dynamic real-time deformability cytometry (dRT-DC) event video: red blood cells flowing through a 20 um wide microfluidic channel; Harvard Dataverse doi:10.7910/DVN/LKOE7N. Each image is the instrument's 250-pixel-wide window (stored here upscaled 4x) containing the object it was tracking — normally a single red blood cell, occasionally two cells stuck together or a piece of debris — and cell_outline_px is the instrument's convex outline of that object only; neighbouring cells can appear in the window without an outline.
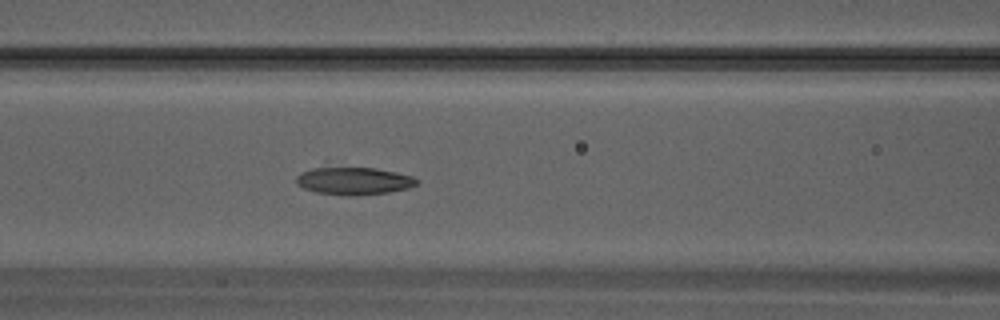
{"species": "Egyptian fruit bat (a non-hibernating species)", "species_latin": "Rousettus aegyptiacus", "temperature_condition": "warm", "stored_images_in_passage": 30, "camera_frame_rate_fps": 3000, "um_per_image_px": 0.085, "animal": {"sex": "male"}, "frame": {"image": 1, "passage_image": 10, "time_ms": 3.0, "image_size_px": [1000, 320], "cell_outline_px": [[420, 180], [416, 184], [408, 188], [388, 192], [356, 196], [348, 196], [316, 192], [304, 188], [296, 184], [296, 176], [300, 172], [312, 168], [376, 168], [396, 172], [412, 176]], "centroid_in_image_um": [30.07, 15.38], "position_along_channel_um": 136.5, "area_um2": 19.31}}
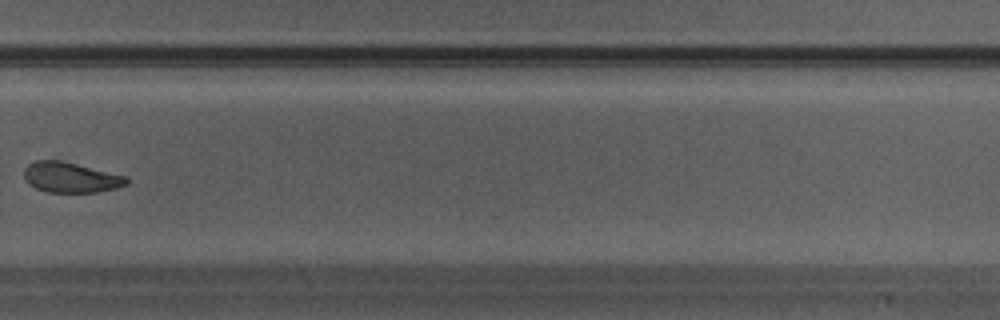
{"frame": {"image": 2, "passage_image": 19, "time_ms": 6.0, "image_size_px": [1000, 320], "cell_outline_px": [[128, 184], [116, 188], [96, 192], [48, 192], [36, 188], [28, 184], [24, 176], [24, 168], [28, 164], [36, 160], [60, 160], [128, 176]], "centroid_in_image_um": [6.01, 15.07], "position_along_channel_um": 323.8, "area_um2": 18.15}}
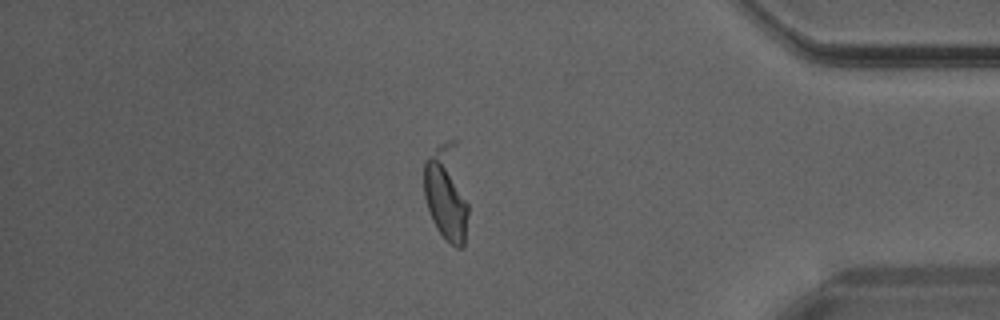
{"frame": {"image": 3, "passage_image": 24, "time_ms": 7.667, "image_size_px": [1000, 320], "cell_outline_px": [[468, 216], [464, 248], [456, 248], [436, 228], [432, 220], [424, 196], [424, 160], [440, 144], [452, 140], [456, 140], [468, 204]], "centroid_in_image_um": [37.97, 16.39], "position_along_channel_um": 397.2, "area_um2": 25.09}}